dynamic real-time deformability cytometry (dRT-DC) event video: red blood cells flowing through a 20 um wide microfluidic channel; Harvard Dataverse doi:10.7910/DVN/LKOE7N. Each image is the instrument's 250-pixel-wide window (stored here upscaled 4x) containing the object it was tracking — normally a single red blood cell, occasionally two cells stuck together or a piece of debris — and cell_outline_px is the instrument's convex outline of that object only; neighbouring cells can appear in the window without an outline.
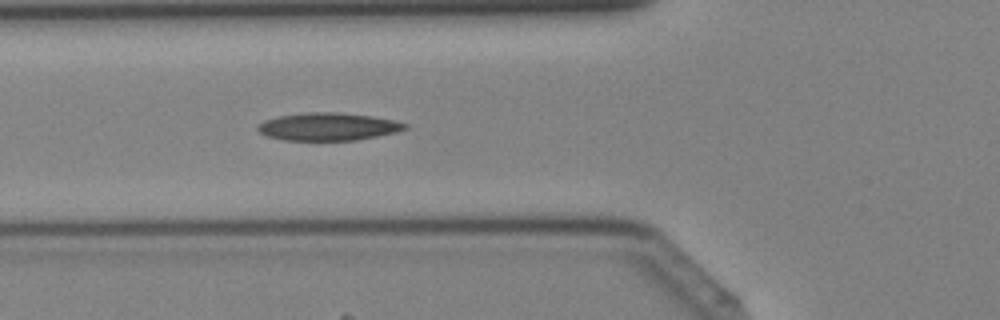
{"species": "Egyptian fruit bat (a non-hibernating species)", "species_latin": "Rousettus aegyptiacus", "temperature_condition": "cold", "stored_images_in_passage": 35, "camera_frame_rate_fps": 3000, "um_per_image_px": 0.085, "animal": {"sex": "female"}, "frame": {"image": 1, "passage_image": 9, "time_ms": 2.667, "image_size_px": [1000, 320], "cell_outline_px": [[408, 128], [396, 132], [356, 140], [284, 140], [268, 136], [260, 132], [256, 128], [256, 124], [264, 120], [280, 116], [308, 112], [336, 112], [372, 116], [392, 120], [408, 124]], "centroid_in_image_um": [27.87, 10.76], "position_along_channel_um": 97.9, "area_um2": 23.64}}
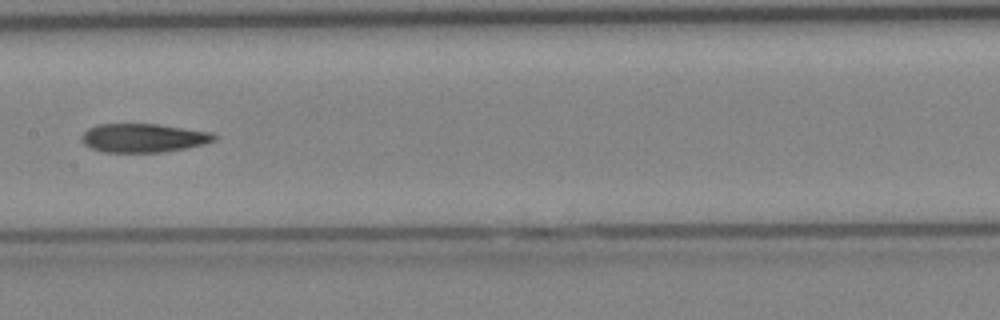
{"frame": {"image": 2, "passage_image": 15, "time_ms": 4.667, "image_size_px": [1000, 320], "cell_outline_px": [[216, 140], [204, 144], [184, 148], [160, 152], [104, 152], [92, 148], [84, 144], [80, 140], [80, 136], [88, 128], [96, 124], [160, 124], [212, 132], [216, 136]], "centroid_in_image_um": [12.17, 11.71], "position_along_channel_um": 195.2, "area_um2": 22.25}}
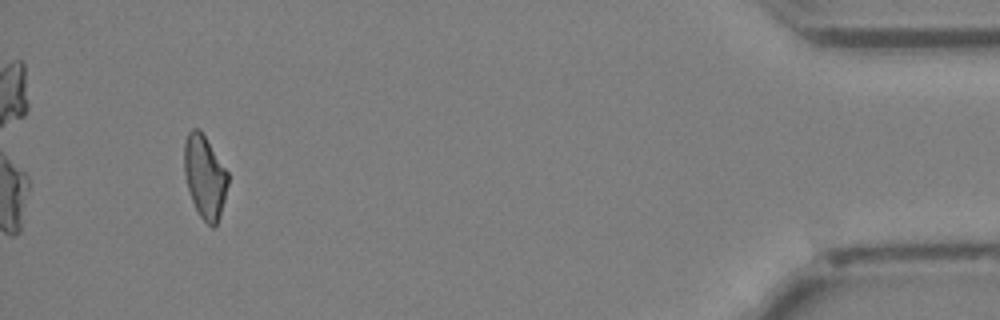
{"frame": {"image": 3, "passage_image": 33, "time_ms": 10.667, "image_size_px": [1000, 320], "cell_outline_px": [[228, 184], [220, 216], [216, 228], [212, 228], [200, 216], [192, 200], [188, 188], [184, 172], [184, 140], [188, 132], [192, 128], [200, 128], [228, 172]], "centroid_in_image_um": [17.4, 15.01], "position_along_channel_um": 417.8, "area_um2": 21.21}}